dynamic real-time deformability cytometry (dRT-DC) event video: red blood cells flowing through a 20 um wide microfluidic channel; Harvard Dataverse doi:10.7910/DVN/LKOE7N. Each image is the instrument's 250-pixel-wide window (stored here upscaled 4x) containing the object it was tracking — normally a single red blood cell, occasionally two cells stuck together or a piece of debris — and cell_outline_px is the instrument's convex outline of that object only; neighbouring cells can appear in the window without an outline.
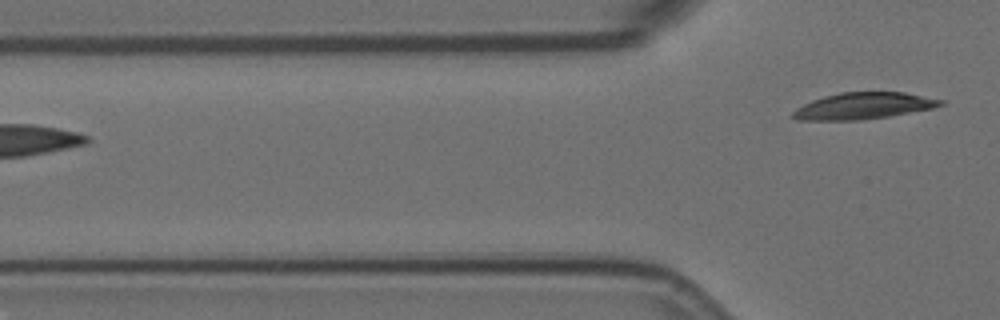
{"species": "Egyptian fruit bat (a non-hibernating species)", "species_latin": "Rousettus aegyptiacus", "temperature_condition": "room temperature", "stored_images_in_passage": 5, "camera_frame_rate_fps": 3000, "um_per_image_px": 0.085, "animal": {"sex": "female"}, "frame": {"image": 1, "passage_image": 5, "time_ms": 1.333, "image_size_px": [1000, 320], "cell_outline_px": [[944, 104], [932, 108], [888, 116], [860, 120], [796, 120], [788, 116], [796, 108], [812, 100], [824, 96], [840, 92], [904, 92], [944, 100]], "centroid_in_image_um": [73.34, 9.0], "position_along_channel_um": 52.5, "area_um2": 22.83}}